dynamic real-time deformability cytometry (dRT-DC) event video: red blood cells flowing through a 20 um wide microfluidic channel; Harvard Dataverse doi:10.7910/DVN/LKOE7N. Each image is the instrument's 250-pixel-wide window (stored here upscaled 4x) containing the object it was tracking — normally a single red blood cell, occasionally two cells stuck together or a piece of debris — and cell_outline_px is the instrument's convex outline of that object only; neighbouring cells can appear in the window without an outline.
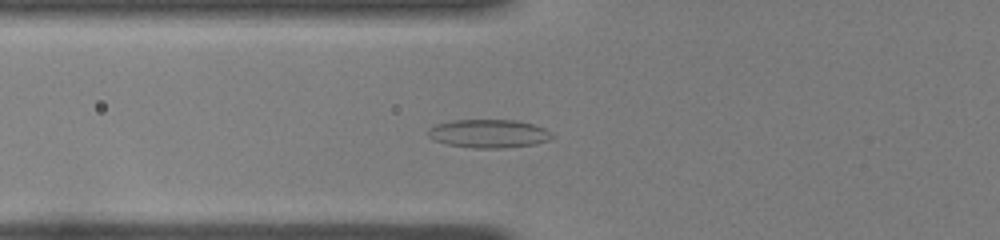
{"species": "common noctule bat (a hibernating species)", "species_latin": "Nyctalus noctula", "temperature_condition": "room temperature", "stored_images_in_passage": 46, "camera_frame_rate_fps": 3000, "um_per_image_px": 0.085, "animal": {"sex": "female", "body_mass_g": 22.0, "forearm_length_mm": 56.7}, "frame": {"image": 1, "passage_image": 16, "time_ms": 5.0, "image_size_px": [1000, 240], "cell_outline_px": [[556, 136], [548, 140], [536, 144], [504, 148], [472, 148], [448, 144], [432, 140], [428, 136], [428, 132], [436, 124], [452, 120], [516, 120], [532, 124], [544, 128], [552, 132]], "centroid_in_image_um": [41.57, 11.36], "position_along_channel_um": 84.2, "area_um2": 20.58}}
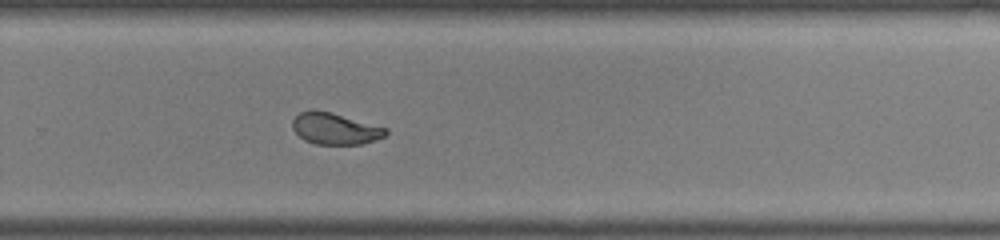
{"frame": {"image": 2, "passage_image": 32, "time_ms": 10.333, "image_size_px": [1000, 240], "cell_outline_px": [[388, 132], [384, 136], [360, 144], [316, 144], [304, 140], [292, 128], [292, 120], [300, 112], [332, 112], [388, 128]], "centroid_in_image_um": [28.49, 10.95], "position_along_channel_um": 301.3, "area_um2": 16.7}}
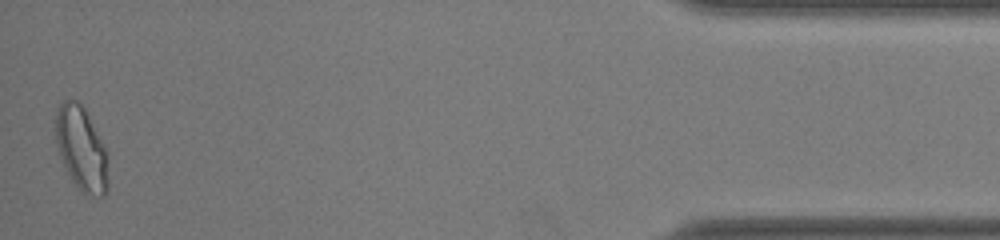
{"frame": {"image": 3, "passage_image": 46, "time_ms": 15.0, "image_size_px": [1000, 240], "cell_outline_px": [[108, 188], [104, 196], [88, 196], [80, 192], [72, 180], [64, 164], [56, 140], [56, 108], [64, 100], [76, 100], [84, 108], [108, 152]], "centroid_in_image_um": [6.95, 12.68], "position_along_channel_um": 428.2, "area_um2": 25.66}, "authors_computed_cell_mechanics": {"area_um2": 18.5249, "velocity_mm_per_s": 4.0696, "shape_relaxation_time_tau1_ms": 4.1175, "shape_relaxation_time_tau2_ms": 0.9052, "deformation_change_tau1": 0.1725, "deformation_change_tau2": 0.0649}}